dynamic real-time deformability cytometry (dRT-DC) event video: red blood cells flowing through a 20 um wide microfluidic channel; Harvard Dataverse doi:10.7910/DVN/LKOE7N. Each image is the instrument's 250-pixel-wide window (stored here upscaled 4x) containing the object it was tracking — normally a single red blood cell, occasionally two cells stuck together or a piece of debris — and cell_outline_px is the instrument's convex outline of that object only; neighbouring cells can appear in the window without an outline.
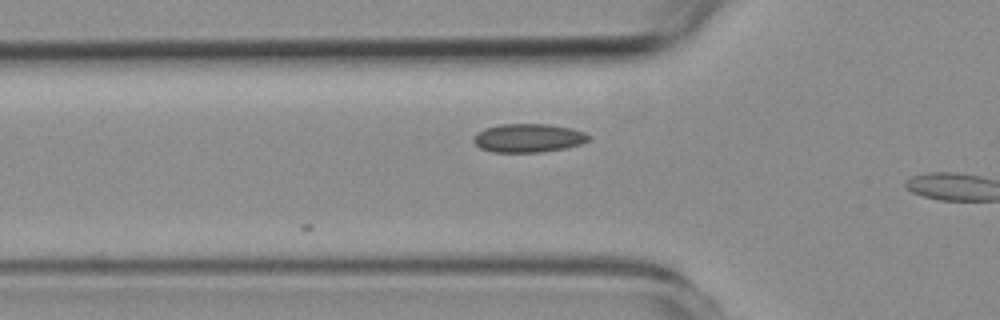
{"species": "common noctule bat (a hibernating species)", "species_latin": "Nyctalus noctula", "temperature_condition": "room temperature", "stored_images_in_passage": 5, "camera_frame_rate_fps": 3000, "um_per_image_px": 0.085, "animal": {"sex": "female", "body_mass_g": 19.3, "forearm_length_mm": 54.1}, "frame": {"image": 1, "passage_image": 4, "time_ms": 5.0, "image_size_px": [1000, 320], "cell_outline_px": [[592, 136], [588, 140], [580, 144], [564, 148], [540, 152], [492, 152], [480, 148], [472, 140], [472, 136], [476, 132], [484, 128], [500, 124], [548, 124], [572, 128], [584, 132]], "centroid_in_image_um": [44.87, 11.72], "position_along_channel_um": 80.9, "area_um2": 19.31}}